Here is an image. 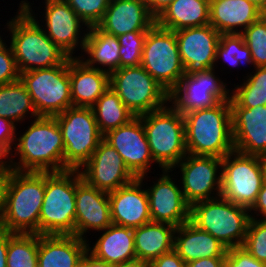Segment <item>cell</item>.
Listing matches in <instances>:
<instances>
[{"instance_id":"1","label":"cell","mask_w":266,"mask_h":267,"mask_svg":"<svg viewBox=\"0 0 266 267\" xmlns=\"http://www.w3.org/2000/svg\"><path fill=\"white\" fill-rule=\"evenodd\" d=\"M30 120L32 122L27 129L22 134L17 133L18 137L10 151L12 169L33 172L64 171V144L56 118L39 116Z\"/></svg>"},{"instance_id":"2","label":"cell","mask_w":266,"mask_h":267,"mask_svg":"<svg viewBox=\"0 0 266 267\" xmlns=\"http://www.w3.org/2000/svg\"><path fill=\"white\" fill-rule=\"evenodd\" d=\"M5 25L20 73L61 65L68 56L46 35L40 24L19 4Z\"/></svg>"},{"instance_id":"3","label":"cell","mask_w":266,"mask_h":267,"mask_svg":"<svg viewBox=\"0 0 266 267\" xmlns=\"http://www.w3.org/2000/svg\"><path fill=\"white\" fill-rule=\"evenodd\" d=\"M45 172L8 171L6 209L0 228L10 233L39 234Z\"/></svg>"},{"instance_id":"4","label":"cell","mask_w":266,"mask_h":267,"mask_svg":"<svg viewBox=\"0 0 266 267\" xmlns=\"http://www.w3.org/2000/svg\"><path fill=\"white\" fill-rule=\"evenodd\" d=\"M187 154L223 158L234 151L230 101L183 115Z\"/></svg>"},{"instance_id":"5","label":"cell","mask_w":266,"mask_h":267,"mask_svg":"<svg viewBox=\"0 0 266 267\" xmlns=\"http://www.w3.org/2000/svg\"><path fill=\"white\" fill-rule=\"evenodd\" d=\"M139 117L154 162L160 170H171L187 155L183 115L169 103Z\"/></svg>"},{"instance_id":"6","label":"cell","mask_w":266,"mask_h":267,"mask_svg":"<svg viewBox=\"0 0 266 267\" xmlns=\"http://www.w3.org/2000/svg\"><path fill=\"white\" fill-rule=\"evenodd\" d=\"M251 217L247 207L219 196L190 206V221L227 248L242 246Z\"/></svg>"},{"instance_id":"7","label":"cell","mask_w":266,"mask_h":267,"mask_svg":"<svg viewBox=\"0 0 266 267\" xmlns=\"http://www.w3.org/2000/svg\"><path fill=\"white\" fill-rule=\"evenodd\" d=\"M76 170L45 172L39 235H74Z\"/></svg>"},{"instance_id":"8","label":"cell","mask_w":266,"mask_h":267,"mask_svg":"<svg viewBox=\"0 0 266 267\" xmlns=\"http://www.w3.org/2000/svg\"><path fill=\"white\" fill-rule=\"evenodd\" d=\"M64 144V171L79 170L92 156L104 135L92 108L70 107L54 116Z\"/></svg>"},{"instance_id":"9","label":"cell","mask_w":266,"mask_h":267,"mask_svg":"<svg viewBox=\"0 0 266 267\" xmlns=\"http://www.w3.org/2000/svg\"><path fill=\"white\" fill-rule=\"evenodd\" d=\"M38 116L54 117L72 106L69 57L51 68L20 73Z\"/></svg>"},{"instance_id":"10","label":"cell","mask_w":266,"mask_h":267,"mask_svg":"<svg viewBox=\"0 0 266 267\" xmlns=\"http://www.w3.org/2000/svg\"><path fill=\"white\" fill-rule=\"evenodd\" d=\"M19 3L40 24L46 35L69 58H77L74 53L76 54L78 50L83 53L89 27L65 0H43L45 7H42L44 12L42 13L41 20H38L35 10L33 12L34 7L32 3L28 0H21Z\"/></svg>"},{"instance_id":"11","label":"cell","mask_w":266,"mask_h":267,"mask_svg":"<svg viewBox=\"0 0 266 267\" xmlns=\"http://www.w3.org/2000/svg\"><path fill=\"white\" fill-rule=\"evenodd\" d=\"M110 88L135 117L169 104V92L141 65L124 67L110 74Z\"/></svg>"},{"instance_id":"12","label":"cell","mask_w":266,"mask_h":267,"mask_svg":"<svg viewBox=\"0 0 266 267\" xmlns=\"http://www.w3.org/2000/svg\"><path fill=\"white\" fill-rule=\"evenodd\" d=\"M262 157L232 151L222 158L221 196L250 209L265 180Z\"/></svg>"},{"instance_id":"13","label":"cell","mask_w":266,"mask_h":267,"mask_svg":"<svg viewBox=\"0 0 266 267\" xmlns=\"http://www.w3.org/2000/svg\"><path fill=\"white\" fill-rule=\"evenodd\" d=\"M141 66L169 93L184 76L175 31L156 23L147 31Z\"/></svg>"},{"instance_id":"14","label":"cell","mask_w":266,"mask_h":267,"mask_svg":"<svg viewBox=\"0 0 266 267\" xmlns=\"http://www.w3.org/2000/svg\"><path fill=\"white\" fill-rule=\"evenodd\" d=\"M215 71V68H212L191 75L184 74L169 93V103L184 115L212 108L222 101H230L231 89Z\"/></svg>"},{"instance_id":"15","label":"cell","mask_w":266,"mask_h":267,"mask_svg":"<svg viewBox=\"0 0 266 267\" xmlns=\"http://www.w3.org/2000/svg\"><path fill=\"white\" fill-rule=\"evenodd\" d=\"M179 168L185 201L192 204L221 196L222 158L187 154L171 171Z\"/></svg>"},{"instance_id":"16","label":"cell","mask_w":266,"mask_h":267,"mask_svg":"<svg viewBox=\"0 0 266 267\" xmlns=\"http://www.w3.org/2000/svg\"><path fill=\"white\" fill-rule=\"evenodd\" d=\"M171 172L163 169L159 177L154 176L156 181L151 182L153 184L145 182L144 185L149 198L151 221L178 227L190 220V205L185 201L179 181L173 178L177 172Z\"/></svg>"},{"instance_id":"17","label":"cell","mask_w":266,"mask_h":267,"mask_svg":"<svg viewBox=\"0 0 266 267\" xmlns=\"http://www.w3.org/2000/svg\"><path fill=\"white\" fill-rule=\"evenodd\" d=\"M103 139L120 154L127 168L137 178L147 177V180L153 165L158 166L151 156L140 117H135L127 124L109 130L104 134Z\"/></svg>"},{"instance_id":"18","label":"cell","mask_w":266,"mask_h":267,"mask_svg":"<svg viewBox=\"0 0 266 267\" xmlns=\"http://www.w3.org/2000/svg\"><path fill=\"white\" fill-rule=\"evenodd\" d=\"M79 171L89 185L108 193L137 178L120 154L104 139Z\"/></svg>"},{"instance_id":"19","label":"cell","mask_w":266,"mask_h":267,"mask_svg":"<svg viewBox=\"0 0 266 267\" xmlns=\"http://www.w3.org/2000/svg\"><path fill=\"white\" fill-rule=\"evenodd\" d=\"M74 235L87 240V232H99L112 225L108 192L89 185L76 170ZM92 230V231H91Z\"/></svg>"},{"instance_id":"20","label":"cell","mask_w":266,"mask_h":267,"mask_svg":"<svg viewBox=\"0 0 266 267\" xmlns=\"http://www.w3.org/2000/svg\"><path fill=\"white\" fill-rule=\"evenodd\" d=\"M184 74L214 68L216 48L221 34L210 24L175 31Z\"/></svg>"},{"instance_id":"21","label":"cell","mask_w":266,"mask_h":267,"mask_svg":"<svg viewBox=\"0 0 266 267\" xmlns=\"http://www.w3.org/2000/svg\"><path fill=\"white\" fill-rule=\"evenodd\" d=\"M143 181H146L145 177L135 178L108 193L113 224L135 229L151 222L149 198Z\"/></svg>"},{"instance_id":"22","label":"cell","mask_w":266,"mask_h":267,"mask_svg":"<svg viewBox=\"0 0 266 267\" xmlns=\"http://www.w3.org/2000/svg\"><path fill=\"white\" fill-rule=\"evenodd\" d=\"M235 151L245 155L266 156V105L231 108Z\"/></svg>"},{"instance_id":"23","label":"cell","mask_w":266,"mask_h":267,"mask_svg":"<svg viewBox=\"0 0 266 267\" xmlns=\"http://www.w3.org/2000/svg\"><path fill=\"white\" fill-rule=\"evenodd\" d=\"M156 23L144 0H110L102 21V31L116 37L129 32H147Z\"/></svg>"},{"instance_id":"24","label":"cell","mask_w":266,"mask_h":267,"mask_svg":"<svg viewBox=\"0 0 266 267\" xmlns=\"http://www.w3.org/2000/svg\"><path fill=\"white\" fill-rule=\"evenodd\" d=\"M87 240L76 235H39L37 267H79Z\"/></svg>"},{"instance_id":"25","label":"cell","mask_w":266,"mask_h":267,"mask_svg":"<svg viewBox=\"0 0 266 267\" xmlns=\"http://www.w3.org/2000/svg\"><path fill=\"white\" fill-rule=\"evenodd\" d=\"M209 24L220 34H241L264 13L249 0H210Z\"/></svg>"},{"instance_id":"26","label":"cell","mask_w":266,"mask_h":267,"mask_svg":"<svg viewBox=\"0 0 266 267\" xmlns=\"http://www.w3.org/2000/svg\"><path fill=\"white\" fill-rule=\"evenodd\" d=\"M69 78L73 107L92 108L110 88V74L88 67L79 58H69Z\"/></svg>"},{"instance_id":"27","label":"cell","mask_w":266,"mask_h":267,"mask_svg":"<svg viewBox=\"0 0 266 267\" xmlns=\"http://www.w3.org/2000/svg\"><path fill=\"white\" fill-rule=\"evenodd\" d=\"M228 248L190 220L178 226L174 235V251L185 263L201 258L225 257Z\"/></svg>"},{"instance_id":"28","label":"cell","mask_w":266,"mask_h":267,"mask_svg":"<svg viewBox=\"0 0 266 267\" xmlns=\"http://www.w3.org/2000/svg\"><path fill=\"white\" fill-rule=\"evenodd\" d=\"M99 233L92 246L87 238V252L93 257L113 265L136 258L132 228L112 224Z\"/></svg>"},{"instance_id":"29","label":"cell","mask_w":266,"mask_h":267,"mask_svg":"<svg viewBox=\"0 0 266 267\" xmlns=\"http://www.w3.org/2000/svg\"><path fill=\"white\" fill-rule=\"evenodd\" d=\"M119 50V40L116 36L102 31L98 26H92L87 33L84 53H79L77 58L88 67L111 74L120 68Z\"/></svg>"},{"instance_id":"30","label":"cell","mask_w":266,"mask_h":267,"mask_svg":"<svg viewBox=\"0 0 266 267\" xmlns=\"http://www.w3.org/2000/svg\"><path fill=\"white\" fill-rule=\"evenodd\" d=\"M177 227L160 222H149L133 229L136 258L150 263L174 250Z\"/></svg>"},{"instance_id":"31","label":"cell","mask_w":266,"mask_h":267,"mask_svg":"<svg viewBox=\"0 0 266 267\" xmlns=\"http://www.w3.org/2000/svg\"><path fill=\"white\" fill-rule=\"evenodd\" d=\"M210 0H174L156 18L162 28L177 31L209 24Z\"/></svg>"},{"instance_id":"32","label":"cell","mask_w":266,"mask_h":267,"mask_svg":"<svg viewBox=\"0 0 266 267\" xmlns=\"http://www.w3.org/2000/svg\"><path fill=\"white\" fill-rule=\"evenodd\" d=\"M29 114V115H28ZM0 117L15 124L22 123L27 117L38 118L31 96L20 79L0 85Z\"/></svg>"},{"instance_id":"33","label":"cell","mask_w":266,"mask_h":267,"mask_svg":"<svg viewBox=\"0 0 266 267\" xmlns=\"http://www.w3.org/2000/svg\"><path fill=\"white\" fill-rule=\"evenodd\" d=\"M99 131L104 135L109 130L125 125L135 118L123 104L118 94L108 88L92 107Z\"/></svg>"},{"instance_id":"34","label":"cell","mask_w":266,"mask_h":267,"mask_svg":"<svg viewBox=\"0 0 266 267\" xmlns=\"http://www.w3.org/2000/svg\"><path fill=\"white\" fill-rule=\"evenodd\" d=\"M254 69L255 72L246 74L241 84L236 86L234 83V88H231V108H253L266 105V67Z\"/></svg>"},{"instance_id":"35","label":"cell","mask_w":266,"mask_h":267,"mask_svg":"<svg viewBox=\"0 0 266 267\" xmlns=\"http://www.w3.org/2000/svg\"><path fill=\"white\" fill-rule=\"evenodd\" d=\"M219 62H222L220 65L221 71H225V63H227L229 70L231 69L230 67L239 68L241 65L244 66L245 64H251L249 66L251 67L253 65L250 49L247 47L242 34H221L216 48L214 64V68L217 66L215 68L216 70L218 69L217 64Z\"/></svg>"},{"instance_id":"36","label":"cell","mask_w":266,"mask_h":267,"mask_svg":"<svg viewBox=\"0 0 266 267\" xmlns=\"http://www.w3.org/2000/svg\"><path fill=\"white\" fill-rule=\"evenodd\" d=\"M38 234L8 232L7 267H37Z\"/></svg>"},{"instance_id":"37","label":"cell","mask_w":266,"mask_h":267,"mask_svg":"<svg viewBox=\"0 0 266 267\" xmlns=\"http://www.w3.org/2000/svg\"><path fill=\"white\" fill-rule=\"evenodd\" d=\"M241 34L250 49L253 68L266 67V14L252 23Z\"/></svg>"},{"instance_id":"38","label":"cell","mask_w":266,"mask_h":267,"mask_svg":"<svg viewBox=\"0 0 266 267\" xmlns=\"http://www.w3.org/2000/svg\"><path fill=\"white\" fill-rule=\"evenodd\" d=\"M147 32H129L118 36L120 68L141 65L144 41Z\"/></svg>"},{"instance_id":"39","label":"cell","mask_w":266,"mask_h":267,"mask_svg":"<svg viewBox=\"0 0 266 267\" xmlns=\"http://www.w3.org/2000/svg\"><path fill=\"white\" fill-rule=\"evenodd\" d=\"M242 247L258 261L266 263V220L250 219Z\"/></svg>"},{"instance_id":"40","label":"cell","mask_w":266,"mask_h":267,"mask_svg":"<svg viewBox=\"0 0 266 267\" xmlns=\"http://www.w3.org/2000/svg\"><path fill=\"white\" fill-rule=\"evenodd\" d=\"M88 26H97L103 19L110 0H65Z\"/></svg>"},{"instance_id":"41","label":"cell","mask_w":266,"mask_h":267,"mask_svg":"<svg viewBox=\"0 0 266 267\" xmlns=\"http://www.w3.org/2000/svg\"><path fill=\"white\" fill-rule=\"evenodd\" d=\"M8 44V45H7ZM20 79V72L7 39L0 45V85Z\"/></svg>"},{"instance_id":"42","label":"cell","mask_w":266,"mask_h":267,"mask_svg":"<svg viewBox=\"0 0 266 267\" xmlns=\"http://www.w3.org/2000/svg\"><path fill=\"white\" fill-rule=\"evenodd\" d=\"M223 267H266V263L258 261L242 246L228 248Z\"/></svg>"},{"instance_id":"43","label":"cell","mask_w":266,"mask_h":267,"mask_svg":"<svg viewBox=\"0 0 266 267\" xmlns=\"http://www.w3.org/2000/svg\"><path fill=\"white\" fill-rule=\"evenodd\" d=\"M14 122L9 119L0 117V143L9 151L14 147L18 130Z\"/></svg>"},{"instance_id":"44","label":"cell","mask_w":266,"mask_h":267,"mask_svg":"<svg viewBox=\"0 0 266 267\" xmlns=\"http://www.w3.org/2000/svg\"><path fill=\"white\" fill-rule=\"evenodd\" d=\"M250 217L257 220H266V179L258 193L256 202L249 209Z\"/></svg>"},{"instance_id":"45","label":"cell","mask_w":266,"mask_h":267,"mask_svg":"<svg viewBox=\"0 0 266 267\" xmlns=\"http://www.w3.org/2000/svg\"><path fill=\"white\" fill-rule=\"evenodd\" d=\"M149 267H186V263L172 250L151 261Z\"/></svg>"},{"instance_id":"46","label":"cell","mask_w":266,"mask_h":267,"mask_svg":"<svg viewBox=\"0 0 266 267\" xmlns=\"http://www.w3.org/2000/svg\"><path fill=\"white\" fill-rule=\"evenodd\" d=\"M225 257L201 258L186 263V267H223Z\"/></svg>"},{"instance_id":"47","label":"cell","mask_w":266,"mask_h":267,"mask_svg":"<svg viewBox=\"0 0 266 267\" xmlns=\"http://www.w3.org/2000/svg\"><path fill=\"white\" fill-rule=\"evenodd\" d=\"M8 187V171L0 173V224L6 209V191Z\"/></svg>"},{"instance_id":"48","label":"cell","mask_w":266,"mask_h":267,"mask_svg":"<svg viewBox=\"0 0 266 267\" xmlns=\"http://www.w3.org/2000/svg\"><path fill=\"white\" fill-rule=\"evenodd\" d=\"M150 13L157 18L174 0H144Z\"/></svg>"},{"instance_id":"49","label":"cell","mask_w":266,"mask_h":267,"mask_svg":"<svg viewBox=\"0 0 266 267\" xmlns=\"http://www.w3.org/2000/svg\"><path fill=\"white\" fill-rule=\"evenodd\" d=\"M8 231L0 228V267H7Z\"/></svg>"},{"instance_id":"50","label":"cell","mask_w":266,"mask_h":267,"mask_svg":"<svg viewBox=\"0 0 266 267\" xmlns=\"http://www.w3.org/2000/svg\"><path fill=\"white\" fill-rule=\"evenodd\" d=\"M79 267H114L113 264L101 261L86 252L81 260Z\"/></svg>"},{"instance_id":"51","label":"cell","mask_w":266,"mask_h":267,"mask_svg":"<svg viewBox=\"0 0 266 267\" xmlns=\"http://www.w3.org/2000/svg\"><path fill=\"white\" fill-rule=\"evenodd\" d=\"M0 170L2 172L12 170L10 162V151L0 143Z\"/></svg>"},{"instance_id":"52","label":"cell","mask_w":266,"mask_h":267,"mask_svg":"<svg viewBox=\"0 0 266 267\" xmlns=\"http://www.w3.org/2000/svg\"><path fill=\"white\" fill-rule=\"evenodd\" d=\"M114 267H149V263L142 261L138 258H134L119 264L114 265Z\"/></svg>"},{"instance_id":"53","label":"cell","mask_w":266,"mask_h":267,"mask_svg":"<svg viewBox=\"0 0 266 267\" xmlns=\"http://www.w3.org/2000/svg\"><path fill=\"white\" fill-rule=\"evenodd\" d=\"M258 9H260L264 14H266V0H249Z\"/></svg>"},{"instance_id":"54","label":"cell","mask_w":266,"mask_h":267,"mask_svg":"<svg viewBox=\"0 0 266 267\" xmlns=\"http://www.w3.org/2000/svg\"><path fill=\"white\" fill-rule=\"evenodd\" d=\"M265 168V178H266V156L262 158Z\"/></svg>"},{"instance_id":"55","label":"cell","mask_w":266,"mask_h":267,"mask_svg":"<svg viewBox=\"0 0 266 267\" xmlns=\"http://www.w3.org/2000/svg\"><path fill=\"white\" fill-rule=\"evenodd\" d=\"M0 32H2V30H1ZM3 36H4V35H1V33H0V45L5 41V39L3 38ZM3 39H4V40H3Z\"/></svg>"}]
</instances>
